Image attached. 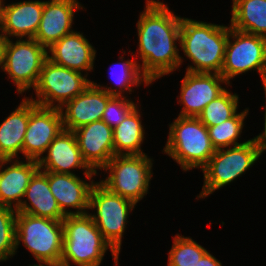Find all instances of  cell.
Listing matches in <instances>:
<instances>
[{
  "label": "cell",
  "instance_id": "30",
  "mask_svg": "<svg viewBox=\"0 0 266 266\" xmlns=\"http://www.w3.org/2000/svg\"><path fill=\"white\" fill-rule=\"evenodd\" d=\"M16 214V209L0 206V261L16 252Z\"/></svg>",
  "mask_w": 266,
  "mask_h": 266
},
{
  "label": "cell",
  "instance_id": "6",
  "mask_svg": "<svg viewBox=\"0 0 266 266\" xmlns=\"http://www.w3.org/2000/svg\"><path fill=\"white\" fill-rule=\"evenodd\" d=\"M110 175L100 181L111 193L138 203L148 192L152 159L146 154L114 155L102 168Z\"/></svg>",
  "mask_w": 266,
  "mask_h": 266
},
{
  "label": "cell",
  "instance_id": "22",
  "mask_svg": "<svg viewBox=\"0 0 266 266\" xmlns=\"http://www.w3.org/2000/svg\"><path fill=\"white\" fill-rule=\"evenodd\" d=\"M24 197L28 198L31 205H28L25 200L16 209L17 212L53 220H63L66 217L50 191L47 175L40 169L31 177Z\"/></svg>",
  "mask_w": 266,
  "mask_h": 266
},
{
  "label": "cell",
  "instance_id": "13",
  "mask_svg": "<svg viewBox=\"0 0 266 266\" xmlns=\"http://www.w3.org/2000/svg\"><path fill=\"white\" fill-rule=\"evenodd\" d=\"M228 84L221 74L187 72L181 83L179 103L183 108L180 117H198L203 109L226 89Z\"/></svg>",
  "mask_w": 266,
  "mask_h": 266
},
{
  "label": "cell",
  "instance_id": "26",
  "mask_svg": "<svg viewBox=\"0 0 266 266\" xmlns=\"http://www.w3.org/2000/svg\"><path fill=\"white\" fill-rule=\"evenodd\" d=\"M238 95L225 90L212 100L197 117L206 127L216 126L232 118L238 108Z\"/></svg>",
  "mask_w": 266,
  "mask_h": 266
},
{
  "label": "cell",
  "instance_id": "19",
  "mask_svg": "<svg viewBox=\"0 0 266 266\" xmlns=\"http://www.w3.org/2000/svg\"><path fill=\"white\" fill-rule=\"evenodd\" d=\"M53 63L78 72L93 70L96 50L80 32L64 35L47 49Z\"/></svg>",
  "mask_w": 266,
  "mask_h": 266
},
{
  "label": "cell",
  "instance_id": "11",
  "mask_svg": "<svg viewBox=\"0 0 266 266\" xmlns=\"http://www.w3.org/2000/svg\"><path fill=\"white\" fill-rule=\"evenodd\" d=\"M26 40L20 38L13 43L8 39L2 68L14 81L19 94L31 87L35 88L43 63L48 58V51L44 46L34 38Z\"/></svg>",
  "mask_w": 266,
  "mask_h": 266
},
{
  "label": "cell",
  "instance_id": "33",
  "mask_svg": "<svg viewBox=\"0 0 266 266\" xmlns=\"http://www.w3.org/2000/svg\"><path fill=\"white\" fill-rule=\"evenodd\" d=\"M196 266H222L221 262L218 261L208 251L199 259Z\"/></svg>",
  "mask_w": 266,
  "mask_h": 266
},
{
  "label": "cell",
  "instance_id": "36",
  "mask_svg": "<svg viewBox=\"0 0 266 266\" xmlns=\"http://www.w3.org/2000/svg\"><path fill=\"white\" fill-rule=\"evenodd\" d=\"M3 0H0V26L3 20V12H4V4L2 2Z\"/></svg>",
  "mask_w": 266,
  "mask_h": 266
},
{
  "label": "cell",
  "instance_id": "20",
  "mask_svg": "<svg viewBox=\"0 0 266 266\" xmlns=\"http://www.w3.org/2000/svg\"><path fill=\"white\" fill-rule=\"evenodd\" d=\"M26 161L24 163L16 159L14 164L4 169L3 165L12 162V159H0V206L17 209L21 205L30 179L39 169L36 160Z\"/></svg>",
  "mask_w": 266,
  "mask_h": 266
},
{
  "label": "cell",
  "instance_id": "5",
  "mask_svg": "<svg viewBox=\"0 0 266 266\" xmlns=\"http://www.w3.org/2000/svg\"><path fill=\"white\" fill-rule=\"evenodd\" d=\"M16 250L20 241L40 263H58L63 253L62 220L16 214Z\"/></svg>",
  "mask_w": 266,
  "mask_h": 266
},
{
  "label": "cell",
  "instance_id": "28",
  "mask_svg": "<svg viewBox=\"0 0 266 266\" xmlns=\"http://www.w3.org/2000/svg\"><path fill=\"white\" fill-rule=\"evenodd\" d=\"M207 250L189 237L175 236L168 266H196Z\"/></svg>",
  "mask_w": 266,
  "mask_h": 266
},
{
  "label": "cell",
  "instance_id": "4",
  "mask_svg": "<svg viewBox=\"0 0 266 266\" xmlns=\"http://www.w3.org/2000/svg\"><path fill=\"white\" fill-rule=\"evenodd\" d=\"M169 130L164 152L184 171L197 167L202 169L216 151L208 128L197 117L178 116Z\"/></svg>",
  "mask_w": 266,
  "mask_h": 266
},
{
  "label": "cell",
  "instance_id": "14",
  "mask_svg": "<svg viewBox=\"0 0 266 266\" xmlns=\"http://www.w3.org/2000/svg\"><path fill=\"white\" fill-rule=\"evenodd\" d=\"M83 160L97 171L109 162L114 154L113 129L103 120L83 125L73 131Z\"/></svg>",
  "mask_w": 266,
  "mask_h": 266
},
{
  "label": "cell",
  "instance_id": "31",
  "mask_svg": "<svg viewBox=\"0 0 266 266\" xmlns=\"http://www.w3.org/2000/svg\"><path fill=\"white\" fill-rule=\"evenodd\" d=\"M134 102L126 97L112 96L103 112L102 120L112 129L116 128L125 117L136 107Z\"/></svg>",
  "mask_w": 266,
  "mask_h": 266
},
{
  "label": "cell",
  "instance_id": "9",
  "mask_svg": "<svg viewBox=\"0 0 266 266\" xmlns=\"http://www.w3.org/2000/svg\"><path fill=\"white\" fill-rule=\"evenodd\" d=\"M91 82L87 79V74L83 76L81 72L57 65L47 58L34 88L37 99L30 100L43 107L60 109L83 92ZM55 102L58 104H53Z\"/></svg>",
  "mask_w": 266,
  "mask_h": 266
},
{
  "label": "cell",
  "instance_id": "32",
  "mask_svg": "<svg viewBox=\"0 0 266 266\" xmlns=\"http://www.w3.org/2000/svg\"><path fill=\"white\" fill-rule=\"evenodd\" d=\"M252 142L255 144V147L258 151V156H261L264 150H266V107H265V123H264V131L263 133L259 134L258 136L251 139Z\"/></svg>",
  "mask_w": 266,
  "mask_h": 266
},
{
  "label": "cell",
  "instance_id": "37",
  "mask_svg": "<svg viewBox=\"0 0 266 266\" xmlns=\"http://www.w3.org/2000/svg\"><path fill=\"white\" fill-rule=\"evenodd\" d=\"M263 86H264L265 96H266V79L263 81Z\"/></svg>",
  "mask_w": 266,
  "mask_h": 266
},
{
  "label": "cell",
  "instance_id": "2",
  "mask_svg": "<svg viewBox=\"0 0 266 266\" xmlns=\"http://www.w3.org/2000/svg\"><path fill=\"white\" fill-rule=\"evenodd\" d=\"M228 34L227 26L182 18L178 44L195 65L187 72L220 74Z\"/></svg>",
  "mask_w": 266,
  "mask_h": 266
},
{
  "label": "cell",
  "instance_id": "8",
  "mask_svg": "<svg viewBox=\"0 0 266 266\" xmlns=\"http://www.w3.org/2000/svg\"><path fill=\"white\" fill-rule=\"evenodd\" d=\"M258 158V151L252 140L228 147L227 150L216 149L208 163L201 169L204 173V186L198 198H204L231 183L245 173Z\"/></svg>",
  "mask_w": 266,
  "mask_h": 266
},
{
  "label": "cell",
  "instance_id": "25",
  "mask_svg": "<svg viewBox=\"0 0 266 266\" xmlns=\"http://www.w3.org/2000/svg\"><path fill=\"white\" fill-rule=\"evenodd\" d=\"M136 106L125 119L113 129L115 155H140L144 129ZM125 151V152H124Z\"/></svg>",
  "mask_w": 266,
  "mask_h": 266
},
{
  "label": "cell",
  "instance_id": "16",
  "mask_svg": "<svg viewBox=\"0 0 266 266\" xmlns=\"http://www.w3.org/2000/svg\"><path fill=\"white\" fill-rule=\"evenodd\" d=\"M111 97L112 95L97 87L92 81L83 92L60 108L64 129L74 131L83 125L102 120ZM63 107H66L65 112Z\"/></svg>",
  "mask_w": 266,
  "mask_h": 266
},
{
  "label": "cell",
  "instance_id": "12",
  "mask_svg": "<svg viewBox=\"0 0 266 266\" xmlns=\"http://www.w3.org/2000/svg\"><path fill=\"white\" fill-rule=\"evenodd\" d=\"M62 130L60 109L43 107L29 99V122L22 146L25 158L38 161Z\"/></svg>",
  "mask_w": 266,
  "mask_h": 266
},
{
  "label": "cell",
  "instance_id": "10",
  "mask_svg": "<svg viewBox=\"0 0 266 266\" xmlns=\"http://www.w3.org/2000/svg\"><path fill=\"white\" fill-rule=\"evenodd\" d=\"M230 37L235 39V42L232 43ZM253 69H257L263 82L266 79V38L241 32L229 26L220 74L229 84L230 79Z\"/></svg>",
  "mask_w": 266,
  "mask_h": 266
},
{
  "label": "cell",
  "instance_id": "15",
  "mask_svg": "<svg viewBox=\"0 0 266 266\" xmlns=\"http://www.w3.org/2000/svg\"><path fill=\"white\" fill-rule=\"evenodd\" d=\"M47 156L41 157L38 162L39 169L47 172L74 174L70 169L82 168L86 178L92 179L97 171L92 170L83 160L73 131L62 130L47 148Z\"/></svg>",
  "mask_w": 266,
  "mask_h": 266
},
{
  "label": "cell",
  "instance_id": "34",
  "mask_svg": "<svg viewBox=\"0 0 266 266\" xmlns=\"http://www.w3.org/2000/svg\"><path fill=\"white\" fill-rule=\"evenodd\" d=\"M9 38H7L3 33L0 34V66L1 69L4 65L5 47Z\"/></svg>",
  "mask_w": 266,
  "mask_h": 266
},
{
  "label": "cell",
  "instance_id": "24",
  "mask_svg": "<svg viewBox=\"0 0 266 266\" xmlns=\"http://www.w3.org/2000/svg\"><path fill=\"white\" fill-rule=\"evenodd\" d=\"M231 28L266 38V0H233Z\"/></svg>",
  "mask_w": 266,
  "mask_h": 266
},
{
  "label": "cell",
  "instance_id": "3",
  "mask_svg": "<svg viewBox=\"0 0 266 266\" xmlns=\"http://www.w3.org/2000/svg\"><path fill=\"white\" fill-rule=\"evenodd\" d=\"M63 253L60 262L77 266H99L108 247L114 263L118 264L119 254L102 237L101 232L89 213L69 215L62 220Z\"/></svg>",
  "mask_w": 266,
  "mask_h": 266
},
{
  "label": "cell",
  "instance_id": "7",
  "mask_svg": "<svg viewBox=\"0 0 266 266\" xmlns=\"http://www.w3.org/2000/svg\"><path fill=\"white\" fill-rule=\"evenodd\" d=\"M136 204L120 195L111 193L100 182H95L89 196V209L96 208L95 215L90 216L102 237L119 254L121 241L129 212Z\"/></svg>",
  "mask_w": 266,
  "mask_h": 266
},
{
  "label": "cell",
  "instance_id": "21",
  "mask_svg": "<svg viewBox=\"0 0 266 266\" xmlns=\"http://www.w3.org/2000/svg\"><path fill=\"white\" fill-rule=\"evenodd\" d=\"M44 1H23L4 6L0 30L8 36L34 38L39 28Z\"/></svg>",
  "mask_w": 266,
  "mask_h": 266
},
{
  "label": "cell",
  "instance_id": "27",
  "mask_svg": "<svg viewBox=\"0 0 266 266\" xmlns=\"http://www.w3.org/2000/svg\"><path fill=\"white\" fill-rule=\"evenodd\" d=\"M248 114V109H245L241 113H236L232 118L223 121L221 124L216 126L207 127L209 137L212 145L215 149L228 148L246 143H238L237 139L243 129V121Z\"/></svg>",
  "mask_w": 266,
  "mask_h": 266
},
{
  "label": "cell",
  "instance_id": "17",
  "mask_svg": "<svg viewBox=\"0 0 266 266\" xmlns=\"http://www.w3.org/2000/svg\"><path fill=\"white\" fill-rule=\"evenodd\" d=\"M76 0H51L44 2L41 21L34 39L46 49L71 30L74 12L82 9Z\"/></svg>",
  "mask_w": 266,
  "mask_h": 266
},
{
  "label": "cell",
  "instance_id": "18",
  "mask_svg": "<svg viewBox=\"0 0 266 266\" xmlns=\"http://www.w3.org/2000/svg\"><path fill=\"white\" fill-rule=\"evenodd\" d=\"M48 177L50 191L65 216L86 214L89 209V196L94 182L87 183L75 174L43 171ZM66 207L78 209L76 212ZM80 210V211H79Z\"/></svg>",
  "mask_w": 266,
  "mask_h": 266
},
{
  "label": "cell",
  "instance_id": "1",
  "mask_svg": "<svg viewBox=\"0 0 266 266\" xmlns=\"http://www.w3.org/2000/svg\"><path fill=\"white\" fill-rule=\"evenodd\" d=\"M182 18L175 16L163 2L147 0L137 23L142 74L150 83L181 65L179 49Z\"/></svg>",
  "mask_w": 266,
  "mask_h": 266
},
{
  "label": "cell",
  "instance_id": "23",
  "mask_svg": "<svg viewBox=\"0 0 266 266\" xmlns=\"http://www.w3.org/2000/svg\"><path fill=\"white\" fill-rule=\"evenodd\" d=\"M28 122L29 98H25L0 125V159L14 160L22 153Z\"/></svg>",
  "mask_w": 266,
  "mask_h": 266
},
{
  "label": "cell",
  "instance_id": "35",
  "mask_svg": "<svg viewBox=\"0 0 266 266\" xmlns=\"http://www.w3.org/2000/svg\"><path fill=\"white\" fill-rule=\"evenodd\" d=\"M31 266V265H30ZM32 266H70V265H67L65 263H62V262H58V263H47L45 265L41 264V265H32Z\"/></svg>",
  "mask_w": 266,
  "mask_h": 266
},
{
  "label": "cell",
  "instance_id": "29",
  "mask_svg": "<svg viewBox=\"0 0 266 266\" xmlns=\"http://www.w3.org/2000/svg\"><path fill=\"white\" fill-rule=\"evenodd\" d=\"M137 59H132V60H127L125 62L122 63H118L117 65L119 66L120 69V73L117 75V73L114 76L116 78H114L113 76V81L115 84H117L119 87L117 90L116 89H111L110 87L106 88V87H102L100 85H97L96 83H94L97 87L103 89L104 91H106L108 94L112 95V96H123L122 92L124 91H129L132 92V86L135 85L136 87L141 84V82L144 81L145 85H149L151 84L149 82V80L142 74L141 69H140V64L137 63V61H135ZM116 66V65H114ZM113 71V70H112ZM113 73H115L113 71ZM112 74V72H110V75Z\"/></svg>",
  "mask_w": 266,
  "mask_h": 266
}]
</instances>
